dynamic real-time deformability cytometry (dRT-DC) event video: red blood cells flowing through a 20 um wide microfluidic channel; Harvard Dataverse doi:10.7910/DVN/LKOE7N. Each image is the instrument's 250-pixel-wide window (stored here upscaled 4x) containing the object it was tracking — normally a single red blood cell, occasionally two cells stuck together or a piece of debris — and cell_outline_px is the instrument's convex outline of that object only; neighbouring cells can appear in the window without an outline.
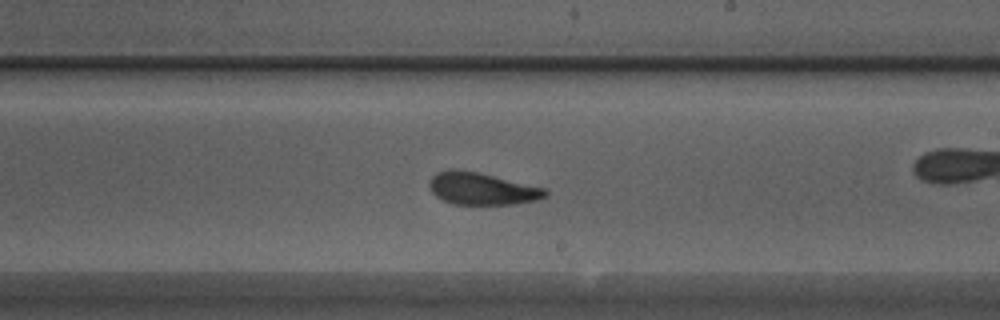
{"species": "Egyptian fruit bat (a non-hibernating species)", "species_latin": "Rousettus aegyptiacus", "temperature_condition": "warm", "stored_images_in_passage": 52, "camera_frame_rate_fps": 3000, "um_per_image_px": 0.085, "animal": {"sex": "male"}, "frame": {"image": 1, "passage_image": 30, "time_ms": 9.667, "image_size_px": [1000, 320], "cell_outline_px": [[548, 196], [536, 200], [512, 204], [452, 204], [436, 196], [432, 192], [428, 184], [428, 180], [436, 172], [448, 168], [452, 168], [476, 172], [548, 188]], "centroid_in_image_um": [40.95, 16.03], "position_along_channel_um": 248.0, "area_um2": 21.91}}
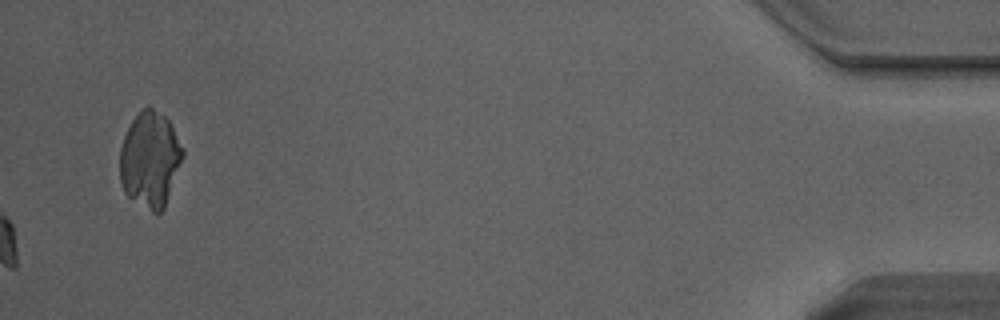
{"frame": {"image": 2, "passage_image": 52, "time_ms": 17.0, "image_size_px": [1000, 320], "cell_outline_px": [[184, 156], [164, 208], [160, 212], [152, 212], [128, 196], [124, 192], [120, 180], [120, 148], [124, 136], [132, 120], [140, 108], [148, 104], [164, 116], [172, 124], [184, 148]], "centroid_in_image_um": [12.76, 13.51], "position_along_channel_um": 422.4, "area_um2": 35.32}, "authors_computed_cell_mechanics": {"area_um2": 21.5883, "velocity_mm_per_s": 4.1048, "shape_relaxation_time_tau1_ms": 4.3967, "shape_relaxation_time_tau2_ms": 1.6024, "deformation_change_tau1": 0.1496, "deformation_change_tau2": 0.0717}}